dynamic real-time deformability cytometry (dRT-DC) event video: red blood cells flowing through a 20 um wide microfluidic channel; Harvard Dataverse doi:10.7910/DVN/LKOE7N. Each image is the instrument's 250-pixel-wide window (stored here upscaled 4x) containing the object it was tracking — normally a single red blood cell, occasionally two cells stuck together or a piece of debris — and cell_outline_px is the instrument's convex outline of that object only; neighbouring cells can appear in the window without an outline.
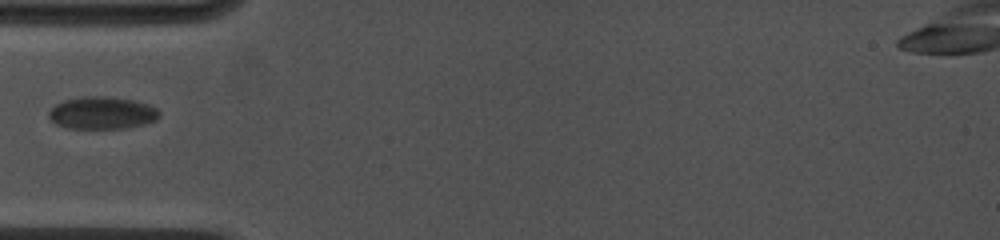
{"species": "common noctule bat (a hibernating species)", "species_latin": "Nyctalus noctula", "temperature_condition": "cold", "stored_images_in_passage": 2, "camera_frame_rate_fps": 4500, "um_per_image_px": 0.085, "animal": {"sex": "female", "body_mass_g": 19.0, "forearm_length_mm": 53.3}, "frame": {"image": 1, "passage_image": 1, "time_ms": 0.0, "image_size_px": [1000, 240], "cell_outline_px": [[160, 116], [156, 120], [144, 124], [124, 128], [68, 128], [56, 124], [48, 116], [48, 112], [56, 104], [64, 100], [84, 96], [112, 96], [132, 100], [148, 104], [156, 108], [160, 112]], "centroid_in_image_um": [8.69, 9.59], "position_along_channel_um": 76.3, "area_um2": 20.87}}